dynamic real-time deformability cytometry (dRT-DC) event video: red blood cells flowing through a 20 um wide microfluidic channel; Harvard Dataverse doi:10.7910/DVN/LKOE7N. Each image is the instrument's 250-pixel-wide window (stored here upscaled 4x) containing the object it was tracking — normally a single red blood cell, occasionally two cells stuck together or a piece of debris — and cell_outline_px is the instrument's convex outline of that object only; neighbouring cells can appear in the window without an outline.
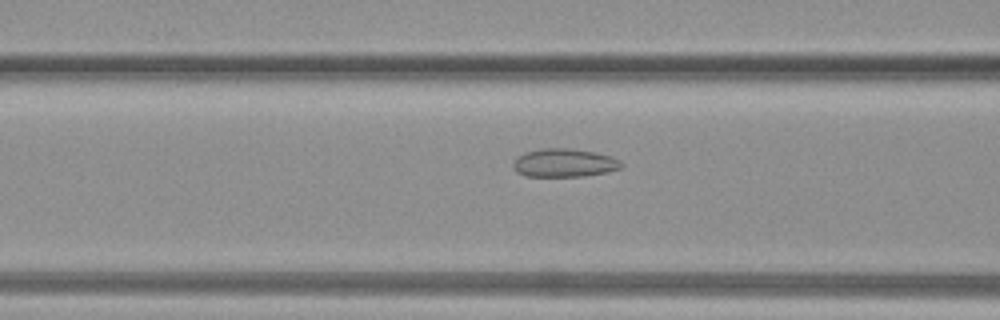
{"species": "common noctule bat (a hibernating species)", "species_latin": "Nyctalus noctula", "temperature_condition": "warm", "stored_images_in_passage": 8, "camera_frame_rate_fps": 3000, "um_per_image_px": 0.085, "animal": {"sex": "female", "body_mass_g": 19.3, "forearm_length_mm": 54.1}, "frame": {"image": 1, "passage_image": 7, "time_ms": 2.0, "image_size_px": [1000, 320], "cell_outline_px": [[624, 164], [620, 168], [608, 172], [584, 176], [524, 176], [516, 172], [512, 168], [512, 164], [516, 156], [524, 152], [540, 148], [572, 148], [596, 152], [612, 156], [620, 160]], "centroid_in_image_um": [47.94, 13.83], "position_along_channel_um": 118.7, "area_um2": 18.26}}